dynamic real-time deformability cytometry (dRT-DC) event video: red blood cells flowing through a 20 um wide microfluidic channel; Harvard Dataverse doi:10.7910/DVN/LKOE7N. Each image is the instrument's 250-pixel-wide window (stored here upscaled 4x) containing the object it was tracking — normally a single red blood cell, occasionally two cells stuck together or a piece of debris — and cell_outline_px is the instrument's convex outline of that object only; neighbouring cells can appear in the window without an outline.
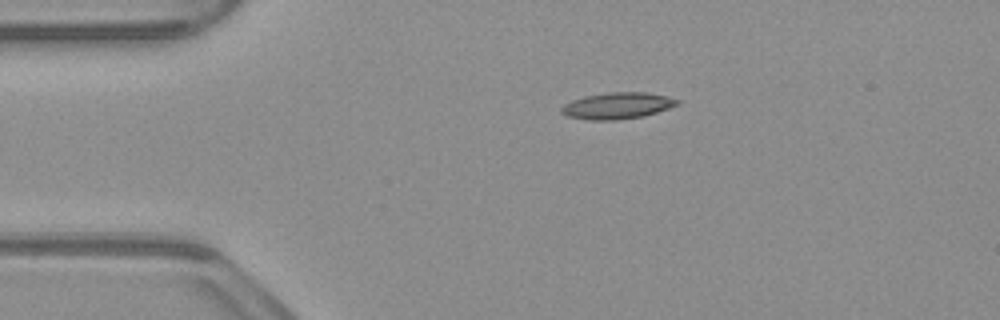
{"species": "common noctule bat (a hibernating species)", "species_latin": "Nyctalus noctula", "temperature_condition": "warm", "stored_images_in_passage": 43, "camera_frame_rate_fps": 3000, "um_per_image_px": 0.085, "animal": {"sex": "male", "body_mass_g": 23.1, "forearm_length_mm": 52.7}, "frame": {"image": 1, "passage_image": 1, "time_ms": 0.0, "image_size_px": [1000, 320], "cell_outline_px": [[680, 104], [644, 116], [616, 120], [588, 120], [568, 116], [560, 112], [560, 108], [564, 104], [572, 100], [584, 96], [608, 92], [648, 92], [680, 100]], "centroid_in_image_um": [52.45, 8.98], "position_along_channel_um": 32.5, "area_um2": 17.86}}
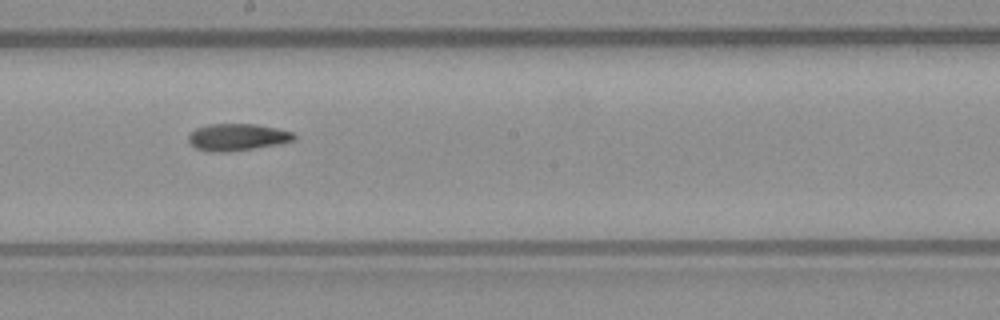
{"frame": {"image": 2, "passage_image": 19, "time_ms": 6.0, "image_size_px": [1000, 320], "cell_outline_px": [[296, 140], [280, 144], [224, 152], [212, 152], [196, 148], [188, 140], [188, 136], [196, 128], [208, 124], [256, 124], [276, 128], [292, 132], [296, 136]], "centroid_in_image_um": [20.19, 11.65], "position_along_channel_um": 228.0, "area_um2": 16.47}}
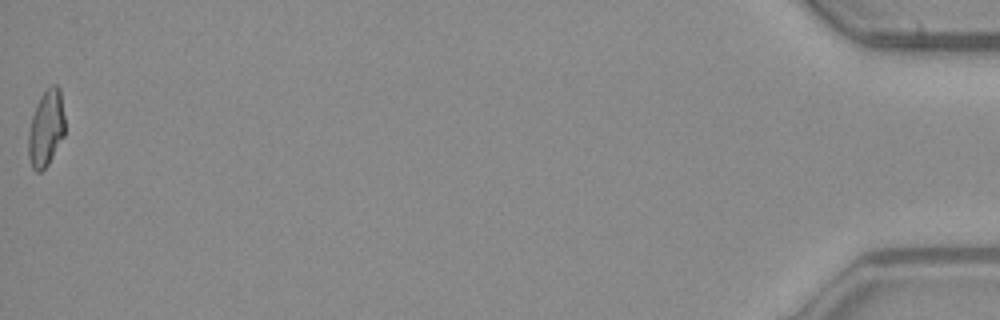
{"frame": {"image": 3, "passage_image": 43, "time_ms": 14.0, "image_size_px": [1000, 320], "cell_outline_px": [[64, 136], [48, 164], [40, 172], [36, 172], [32, 168], [28, 156], [28, 136], [32, 116], [36, 104], [40, 96], [52, 84], [56, 84], [60, 88], [64, 116]], "centroid_in_image_um": [3.91, 10.9], "position_along_channel_um": 431.3, "area_um2": 16.24}, "authors_computed_cell_mechanics": {"area_um2": 16.5886, "velocity_mm_per_s": 3.9279, "shape_relaxation_time_tau1_ms": null, "shape_relaxation_time_tau2_ms": 6.409, "deformation_change_tau1": null, "deformation_change_tau2": 0.1374}}